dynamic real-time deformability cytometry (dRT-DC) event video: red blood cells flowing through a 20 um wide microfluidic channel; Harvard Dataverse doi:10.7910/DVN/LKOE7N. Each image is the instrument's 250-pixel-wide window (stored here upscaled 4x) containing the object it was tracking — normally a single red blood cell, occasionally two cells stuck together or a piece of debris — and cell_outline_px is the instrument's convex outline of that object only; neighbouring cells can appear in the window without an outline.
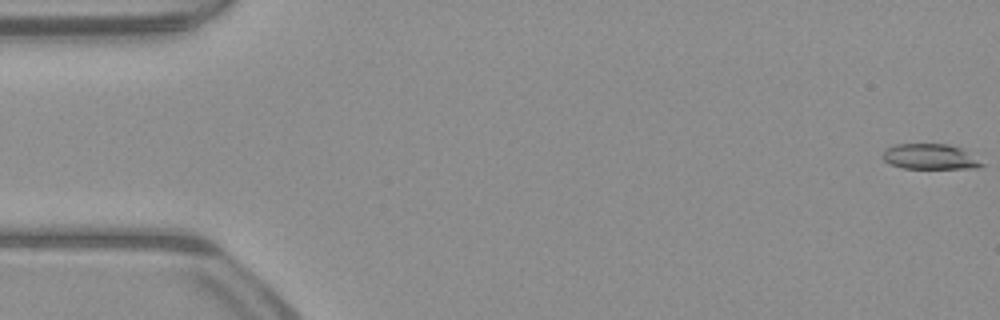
{"species": "common noctule bat (a hibernating species)", "species_latin": "Nyctalus noctula", "temperature_condition": "warm", "stored_images_in_passage": 12, "camera_frame_rate_fps": 3000, "um_per_image_px": 0.085, "animal": {"sex": "male", "body_mass_g": 23.1, "forearm_length_mm": 52.7}, "frame": {"image": 1, "passage_image": 1, "time_ms": 0.0, "image_size_px": [1000, 320], "cell_outline_px": [[984, 164], [980, 168], [904, 168], [888, 164], [880, 156], [884, 148], [892, 144], [948, 144], [960, 148]], "centroid_in_image_um": [78.94, 13.31], "position_along_channel_um": 6.1, "area_um2": 14.68}}